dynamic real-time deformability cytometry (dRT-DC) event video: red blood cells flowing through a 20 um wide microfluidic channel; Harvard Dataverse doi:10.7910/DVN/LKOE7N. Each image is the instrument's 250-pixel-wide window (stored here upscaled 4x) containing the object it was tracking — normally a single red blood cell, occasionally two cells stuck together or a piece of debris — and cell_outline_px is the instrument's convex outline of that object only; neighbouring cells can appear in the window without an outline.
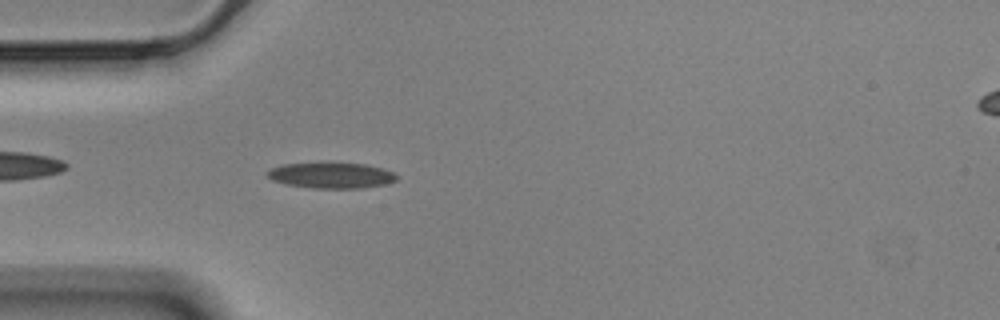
{"species": "Egyptian fruit bat (a non-hibernating species)", "species_latin": "Rousettus aegyptiacus", "temperature_condition": "cold", "stored_images_in_passage": 45, "camera_frame_rate_fps": 3000, "um_per_image_px": 0.085, "animal": {"sex": "male"}, "frame": {"image": 1, "passage_image": 5, "time_ms": 1.333, "image_size_px": [1000, 320], "cell_outline_px": [[396, 180], [384, 184], [360, 188], [312, 188], [288, 184], [272, 180], [264, 172], [272, 168], [284, 164], [364, 164], [380, 168], [392, 172], [396, 176]], "centroid_in_image_um": [28.12, 14.92], "position_along_channel_um": 56.9, "area_um2": 18.73}}
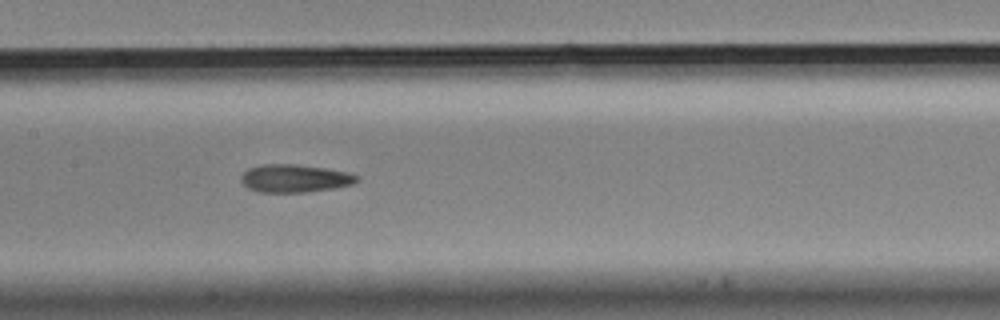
{"frame": {"image": 2, "passage_image": 16, "time_ms": 5.0, "image_size_px": [1000, 320], "cell_outline_px": [[360, 180], [352, 184], [336, 188], [304, 192], [260, 192], [248, 188], [240, 180], [240, 176], [248, 168], [260, 164], [296, 164], [324, 168], [344, 172], [360, 176]], "centroid_in_image_um": [25.03, 15.16], "position_along_channel_um": 182.4, "area_um2": 18.84}}
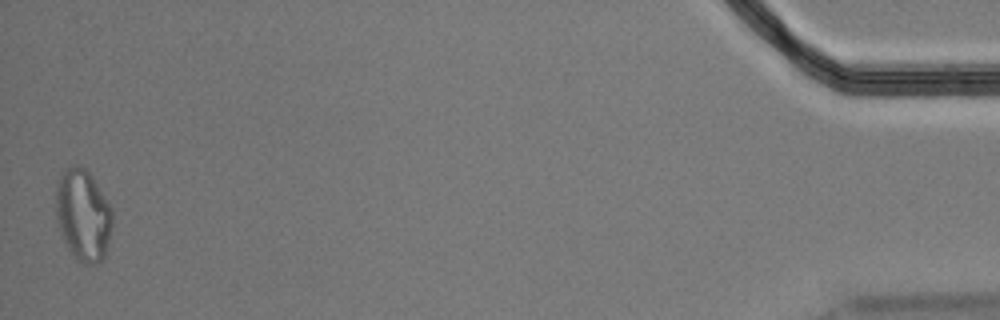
{"frame": {"image": 3, "passage_image": 45, "time_ms": 14.667, "image_size_px": [1000, 320], "cell_outline_px": [[112, 228], [104, 256], [96, 264], [84, 264], [76, 260], [68, 248], [64, 240], [56, 216], [56, 188], [60, 176], [72, 164], [76, 164], [84, 168], [92, 176], [112, 208]], "centroid_in_image_um": [7.07, 18.28], "position_along_channel_um": 428.1, "area_um2": 29.94}, "authors_computed_cell_mechanics": {"area_um2": 18.9584, "velocity_mm_per_s": 3.4996, "shape_relaxation_time_tau1_ms": null, "shape_relaxation_time_tau2_ms": 5.3658, "deformation_change_tau1": null, "deformation_change_tau2": 0.1441}}